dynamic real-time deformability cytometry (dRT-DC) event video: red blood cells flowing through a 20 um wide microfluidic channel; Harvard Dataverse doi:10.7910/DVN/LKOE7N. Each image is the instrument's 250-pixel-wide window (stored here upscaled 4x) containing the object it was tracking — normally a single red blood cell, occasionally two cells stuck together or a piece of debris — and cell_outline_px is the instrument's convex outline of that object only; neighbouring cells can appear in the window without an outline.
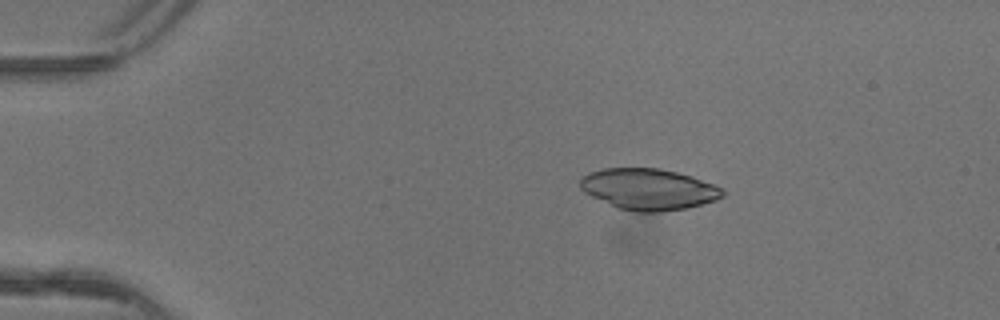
{"species": "common noctule bat (a hibernating species)", "species_latin": "Nyctalus noctula", "temperature_condition": "warm", "stored_images_in_passage": 5, "camera_frame_rate_fps": 3000, "um_per_image_px": 0.085, "animal": {"sex": "female"}, "frame": {"image": 1, "passage_image": 1, "time_ms": 0.0, "image_size_px": [1000, 320], "cell_outline_px": [[724, 196], [716, 200], [684, 208], [660, 212], [636, 212], [616, 208], [584, 192], [580, 188], [580, 180], [588, 172], [604, 168], [660, 168], [692, 176], [724, 188]], "centroid_in_image_um": [55.12, 16.08], "position_along_channel_um": 29.9, "area_um2": 34.22}}